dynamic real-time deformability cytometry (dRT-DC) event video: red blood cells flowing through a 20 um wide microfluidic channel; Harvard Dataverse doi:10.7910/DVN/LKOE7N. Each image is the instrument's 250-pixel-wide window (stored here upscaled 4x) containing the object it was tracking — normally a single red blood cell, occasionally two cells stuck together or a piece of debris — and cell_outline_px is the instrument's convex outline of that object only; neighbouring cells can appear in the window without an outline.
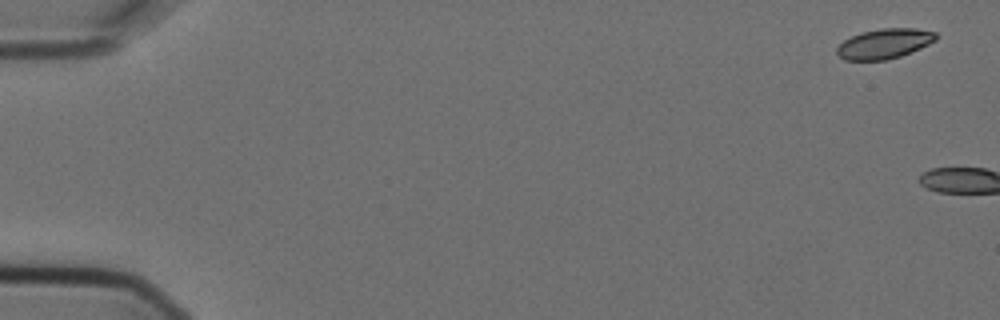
{"species": "Egyptian fruit bat (a non-hibernating species)", "species_latin": "Rousettus aegyptiacus", "temperature_condition": "cold", "stored_images_in_passage": 6, "camera_frame_rate_fps": 3000, "um_per_image_px": 0.085, "animal": {"sex": "female"}, "frame": {"image": 1, "passage_image": 1, "time_ms": 0.0, "image_size_px": [1000, 320], "cell_outline_px": [[940, 36], [936, 40], [920, 48], [900, 56], [884, 60], [844, 60], [836, 52], [836, 48], [844, 40], [860, 32], [880, 28], [916, 28], [936, 32]], "centroid_in_image_um": [75.19, 3.7], "position_along_channel_um": 9.8, "area_um2": 17.34}}